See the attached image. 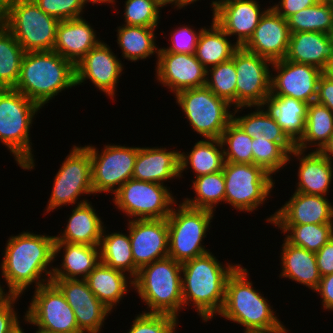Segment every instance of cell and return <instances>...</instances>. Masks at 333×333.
I'll return each instance as SVG.
<instances>
[{
  "label": "cell",
  "mask_w": 333,
  "mask_h": 333,
  "mask_svg": "<svg viewBox=\"0 0 333 333\" xmlns=\"http://www.w3.org/2000/svg\"><path fill=\"white\" fill-rule=\"evenodd\" d=\"M7 242L0 268L9 293L21 296L33 283L38 288L51 282L55 236L23 231Z\"/></svg>",
  "instance_id": "6da1fadb"
},
{
  "label": "cell",
  "mask_w": 333,
  "mask_h": 333,
  "mask_svg": "<svg viewBox=\"0 0 333 333\" xmlns=\"http://www.w3.org/2000/svg\"><path fill=\"white\" fill-rule=\"evenodd\" d=\"M239 265L224 266L212 252L182 263L183 309L193 304L204 322L217 316L224 304L227 280Z\"/></svg>",
  "instance_id": "7a4b0ae2"
},
{
  "label": "cell",
  "mask_w": 333,
  "mask_h": 333,
  "mask_svg": "<svg viewBox=\"0 0 333 333\" xmlns=\"http://www.w3.org/2000/svg\"><path fill=\"white\" fill-rule=\"evenodd\" d=\"M76 86L75 65L55 51L26 52L14 89L41 108L59 92Z\"/></svg>",
  "instance_id": "3957f363"
},
{
  "label": "cell",
  "mask_w": 333,
  "mask_h": 333,
  "mask_svg": "<svg viewBox=\"0 0 333 333\" xmlns=\"http://www.w3.org/2000/svg\"><path fill=\"white\" fill-rule=\"evenodd\" d=\"M248 270L241 264L226 283L225 300L218 315L236 322L244 330H287L276 316L268 299L256 290L247 278Z\"/></svg>",
  "instance_id": "277c9868"
},
{
  "label": "cell",
  "mask_w": 333,
  "mask_h": 333,
  "mask_svg": "<svg viewBox=\"0 0 333 333\" xmlns=\"http://www.w3.org/2000/svg\"><path fill=\"white\" fill-rule=\"evenodd\" d=\"M134 290L147 305V312L178 318L183 309L182 264L165 257L143 266L133 279Z\"/></svg>",
  "instance_id": "5b68a950"
},
{
  "label": "cell",
  "mask_w": 333,
  "mask_h": 333,
  "mask_svg": "<svg viewBox=\"0 0 333 333\" xmlns=\"http://www.w3.org/2000/svg\"><path fill=\"white\" fill-rule=\"evenodd\" d=\"M42 109L14 88L0 89V142L25 170L35 168L30 127Z\"/></svg>",
  "instance_id": "8992f818"
},
{
  "label": "cell",
  "mask_w": 333,
  "mask_h": 333,
  "mask_svg": "<svg viewBox=\"0 0 333 333\" xmlns=\"http://www.w3.org/2000/svg\"><path fill=\"white\" fill-rule=\"evenodd\" d=\"M173 206L168 222V256L184 263L208 252L202 243L211 226L214 213L205 209L192 208L181 202Z\"/></svg>",
  "instance_id": "52a82bcc"
},
{
  "label": "cell",
  "mask_w": 333,
  "mask_h": 333,
  "mask_svg": "<svg viewBox=\"0 0 333 333\" xmlns=\"http://www.w3.org/2000/svg\"><path fill=\"white\" fill-rule=\"evenodd\" d=\"M59 22L42 11L33 0H12L3 25L26 53L52 51Z\"/></svg>",
  "instance_id": "ba28073f"
},
{
  "label": "cell",
  "mask_w": 333,
  "mask_h": 333,
  "mask_svg": "<svg viewBox=\"0 0 333 333\" xmlns=\"http://www.w3.org/2000/svg\"><path fill=\"white\" fill-rule=\"evenodd\" d=\"M176 103L181 107L191 129L205 139H220L233 120L232 106L206 86L178 92Z\"/></svg>",
  "instance_id": "9c48e42d"
},
{
  "label": "cell",
  "mask_w": 333,
  "mask_h": 333,
  "mask_svg": "<svg viewBox=\"0 0 333 333\" xmlns=\"http://www.w3.org/2000/svg\"><path fill=\"white\" fill-rule=\"evenodd\" d=\"M223 173L225 203L240 212L257 210L271 196L275 181L255 164L225 162Z\"/></svg>",
  "instance_id": "30bf717a"
},
{
  "label": "cell",
  "mask_w": 333,
  "mask_h": 333,
  "mask_svg": "<svg viewBox=\"0 0 333 333\" xmlns=\"http://www.w3.org/2000/svg\"><path fill=\"white\" fill-rule=\"evenodd\" d=\"M171 193L167 185L132 178L113 194V203L131 220L165 219L177 203Z\"/></svg>",
  "instance_id": "8fae6325"
},
{
  "label": "cell",
  "mask_w": 333,
  "mask_h": 333,
  "mask_svg": "<svg viewBox=\"0 0 333 333\" xmlns=\"http://www.w3.org/2000/svg\"><path fill=\"white\" fill-rule=\"evenodd\" d=\"M94 194L92 186L91 156L84 146L73 145L54 177L53 188L46 213L69 204H76L79 196Z\"/></svg>",
  "instance_id": "7c38bea8"
},
{
  "label": "cell",
  "mask_w": 333,
  "mask_h": 333,
  "mask_svg": "<svg viewBox=\"0 0 333 333\" xmlns=\"http://www.w3.org/2000/svg\"><path fill=\"white\" fill-rule=\"evenodd\" d=\"M24 319L38 327L35 333H83L73 309L52 282L35 288Z\"/></svg>",
  "instance_id": "4fadbf2b"
},
{
  "label": "cell",
  "mask_w": 333,
  "mask_h": 333,
  "mask_svg": "<svg viewBox=\"0 0 333 333\" xmlns=\"http://www.w3.org/2000/svg\"><path fill=\"white\" fill-rule=\"evenodd\" d=\"M85 147L91 156L94 194L102 192L114 194L129 179H132L138 147L108 144L101 152L92 145Z\"/></svg>",
  "instance_id": "5bb4252c"
},
{
  "label": "cell",
  "mask_w": 333,
  "mask_h": 333,
  "mask_svg": "<svg viewBox=\"0 0 333 333\" xmlns=\"http://www.w3.org/2000/svg\"><path fill=\"white\" fill-rule=\"evenodd\" d=\"M237 73L236 107L264 106L270 94L272 62L243 47L234 52Z\"/></svg>",
  "instance_id": "9a60e30c"
},
{
  "label": "cell",
  "mask_w": 333,
  "mask_h": 333,
  "mask_svg": "<svg viewBox=\"0 0 333 333\" xmlns=\"http://www.w3.org/2000/svg\"><path fill=\"white\" fill-rule=\"evenodd\" d=\"M270 94L287 96L307 104L315 102L318 82L324 73L319 68L286 59L272 62Z\"/></svg>",
  "instance_id": "2e32d148"
},
{
  "label": "cell",
  "mask_w": 333,
  "mask_h": 333,
  "mask_svg": "<svg viewBox=\"0 0 333 333\" xmlns=\"http://www.w3.org/2000/svg\"><path fill=\"white\" fill-rule=\"evenodd\" d=\"M123 66L110 46L101 41L75 64L76 86L89 79L95 88L114 100Z\"/></svg>",
  "instance_id": "e0dca14e"
},
{
  "label": "cell",
  "mask_w": 333,
  "mask_h": 333,
  "mask_svg": "<svg viewBox=\"0 0 333 333\" xmlns=\"http://www.w3.org/2000/svg\"><path fill=\"white\" fill-rule=\"evenodd\" d=\"M156 57V80L171 89L174 95L186 89L205 86L207 69L195 54L159 50Z\"/></svg>",
  "instance_id": "ac0fdd59"
},
{
  "label": "cell",
  "mask_w": 333,
  "mask_h": 333,
  "mask_svg": "<svg viewBox=\"0 0 333 333\" xmlns=\"http://www.w3.org/2000/svg\"><path fill=\"white\" fill-rule=\"evenodd\" d=\"M257 0H213V20L229 36H236V44L243 47L252 37L261 17L269 9L261 11Z\"/></svg>",
  "instance_id": "d6986e66"
},
{
  "label": "cell",
  "mask_w": 333,
  "mask_h": 333,
  "mask_svg": "<svg viewBox=\"0 0 333 333\" xmlns=\"http://www.w3.org/2000/svg\"><path fill=\"white\" fill-rule=\"evenodd\" d=\"M129 238L135 266L140 269L168 257L167 219H128Z\"/></svg>",
  "instance_id": "ffe728a7"
},
{
  "label": "cell",
  "mask_w": 333,
  "mask_h": 333,
  "mask_svg": "<svg viewBox=\"0 0 333 333\" xmlns=\"http://www.w3.org/2000/svg\"><path fill=\"white\" fill-rule=\"evenodd\" d=\"M290 35L287 20L270 6L243 48L271 62L279 61L286 58Z\"/></svg>",
  "instance_id": "44dd1931"
},
{
  "label": "cell",
  "mask_w": 333,
  "mask_h": 333,
  "mask_svg": "<svg viewBox=\"0 0 333 333\" xmlns=\"http://www.w3.org/2000/svg\"><path fill=\"white\" fill-rule=\"evenodd\" d=\"M266 221L272 225L333 224V205L325 196L294 192Z\"/></svg>",
  "instance_id": "7402d4cb"
},
{
  "label": "cell",
  "mask_w": 333,
  "mask_h": 333,
  "mask_svg": "<svg viewBox=\"0 0 333 333\" xmlns=\"http://www.w3.org/2000/svg\"><path fill=\"white\" fill-rule=\"evenodd\" d=\"M295 148L288 156L299 160L297 172L298 182L295 192L309 195L326 196L333 180V164L320 151L309 152ZM305 155V156H304Z\"/></svg>",
  "instance_id": "603a6c76"
},
{
  "label": "cell",
  "mask_w": 333,
  "mask_h": 333,
  "mask_svg": "<svg viewBox=\"0 0 333 333\" xmlns=\"http://www.w3.org/2000/svg\"><path fill=\"white\" fill-rule=\"evenodd\" d=\"M285 59L328 72L333 63V37L323 32L291 33Z\"/></svg>",
  "instance_id": "cb8c5ba5"
},
{
  "label": "cell",
  "mask_w": 333,
  "mask_h": 333,
  "mask_svg": "<svg viewBox=\"0 0 333 333\" xmlns=\"http://www.w3.org/2000/svg\"><path fill=\"white\" fill-rule=\"evenodd\" d=\"M101 41L83 17L64 20L57 26L53 51L75 65Z\"/></svg>",
  "instance_id": "d4e9b609"
},
{
  "label": "cell",
  "mask_w": 333,
  "mask_h": 333,
  "mask_svg": "<svg viewBox=\"0 0 333 333\" xmlns=\"http://www.w3.org/2000/svg\"><path fill=\"white\" fill-rule=\"evenodd\" d=\"M179 154L178 150L163 147H138L132 178L163 185L169 179L180 178Z\"/></svg>",
  "instance_id": "484cf974"
},
{
  "label": "cell",
  "mask_w": 333,
  "mask_h": 333,
  "mask_svg": "<svg viewBox=\"0 0 333 333\" xmlns=\"http://www.w3.org/2000/svg\"><path fill=\"white\" fill-rule=\"evenodd\" d=\"M104 222L88 200H80L72 209L67 225L61 235L55 236L54 243H78L99 246Z\"/></svg>",
  "instance_id": "4316f807"
},
{
  "label": "cell",
  "mask_w": 333,
  "mask_h": 333,
  "mask_svg": "<svg viewBox=\"0 0 333 333\" xmlns=\"http://www.w3.org/2000/svg\"><path fill=\"white\" fill-rule=\"evenodd\" d=\"M63 249L60 268L53 267L51 279L85 280L100 263L99 246L78 243H54V261Z\"/></svg>",
  "instance_id": "83f0119b"
},
{
  "label": "cell",
  "mask_w": 333,
  "mask_h": 333,
  "mask_svg": "<svg viewBox=\"0 0 333 333\" xmlns=\"http://www.w3.org/2000/svg\"><path fill=\"white\" fill-rule=\"evenodd\" d=\"M255 111L246 114L245 116H237L241 107L232 109L233 120L243 129L250 137L255 139H266L277 143L288 155L296 148L295 144L281 129L275 118L265 106H254ZM257 108V109H256Z\"/></svg>",
  "instance_id": "f1b7e54d"
},
{
  "label": "cell",
  "mask_w": 333,
  "mask_h": 333,
  "mask_svg": "<svg viewBox=\"0 0 333 333\" xmlns=\"http://www.w3.org/2000/svg\"><path fill=\"white\" fill-rule=\"evenodd\" d=\"M85 280L93 294L111 311L127 295L128 287H134L132 277L110 268L102 262L90 272Z\"/></svg>",
  "instance_id": "f546056e"
},
{
  "label": "cell",
  "mask_w": 333,
  "mask_h": 333,
  "mask_svg": "<svg viewBox=\"0 0 333 333\" xmlns=\"http://www.w3.org/2000/svg\"><path fill=\"white\" fill-rule=\"evenodd\" d=\"M283 241L280 254L282 272L279 277L289 278L315 292L321 279L315 253L293 246L285 239Z\"/></svg>",
  "instance_id": "4dcf8cb0"
},
{
  "label": "cell",
  "mask_w": 333,
  "mask_h": 333,
  "mask_svg": "<svg viewBox=\"0 0 333 333\" xmlns=\"http://www.w3.org/2000/svg\"><path fill=\"white\" fill-rule=\"evenodd\" d=\"M264 106L296 144L305 131L308 104L295 98L269 94Z\"/></svg>",
  "instance_id": "1f68e13d"
},
{
  "label": "cell",
  "mask_w": 333,
  "mask_h": 333,
  "mask_svg": "<svg viewBox=\"0 0 333 333\" xmlns=\"http://www.w3.org/2000/svg\"><path fill=\"white\" fill-rule=\"evenodd\" d=\"M224 150L220 139H201L195 143L189 154H179L180 178L185 169H193L195 177L223 170Z\"/></svg>",
  "instance_id": "d6a6232c"
},
{
  "label": "cell",
  "mask_w": 333,
  "mask_h": 333,
  "mask_svg": "<svg viewBox=\"0 0 333 333\" xmlns=\"http://www.w3.org/2000/svg\"><path fill=\"white\" fill-rule=\"evenodd\" d=\"M227 37L229 38L213 19L209 29L204 26L201 30L195 56L206 69L230 60L233 53L239 48L235 42L231 43Z\"/></svg>",
  "instance_id": "836d02e7"
},
{
  "label": "cell",
  "mask_w": 333,
  "mask_h": 333,
  "mask_svg": "<svg viewBox=\"0 0 333 333\" xmlns=\"http://www.w3.org/2000/svg\"><path fill=\"white\" fill-rule=\"evenodd\" d=\"M157 27H144L135 25H122L117 28V44L122 50V57L128 61L136 62L158 55L155 29Z\"/></svg>",
  "instance_id": "e575fe53"
},
{
  "label": "cell",
  "mask_w": 333,
  "mask_h": 333,
  "mask_svg": "<svg viewBox=\"0 0 333 333\" xmlns=\"http://www.w3.org/2000/svg\"><path fill=\"white\" fill-rule=\"evenodd\" d=\"M332 134L333 112L324 105L312 102L308 104L304 134L295 147L306 151L310 146H317L314 151H321Z\"/></svg>",
  "instance_id": "d590c367"
},
{
  "label": "cell",
  "mask_w": 333,
  "mask_h": 333,
  "mask_svg": "<svg viewBox=\"0 0 333 333\" xmlns=\"http://www.w3.org/2000/svg\"><path fill=\"white\" fill-rule=\"evenodd\" d=\"M105 229L106 227L103 229L99 244L100 262L126 274L128 272L134 279L139 269L134 264L129 234L122 232L107 234Z\"/></svg>",
  "instance_id": "8d00e7d4"
},
{
  "label": "cell",
  "mask_w": 333,
  "mask_h": 333,
  "mask_svg": "<svg viewBox=\"0 0 333 333\" xmlns=\"http://www.w3.org/2000/svg\"><path fill=\"white\" fill-rule=\"evenodd\" d=\"M195 179L196 180L192 181L193 184L191 188H193L196 198H185L182 200L185 205L214 212L220 202L225 203L223 170L201 175Z\"/></svg>",
  "instance_id": "74e56055"
},
{
  "label": "cell",
  "mask_w": 333,
  "mask_h": 333,
  "mask_svg": "<svg viewBox=\"0 0 333 333\" xmlns=\"http://www.w3.org/2000/svg\"><path fill=\"white\" fill-rule=\"evenodd\" d=\"M24 53L13 34L0 25V89L15 88Z\"/></svg>",
  "instance_id": "f35d334b"
},
{
  "label": "cell",
  "mask_w": 333,
  "mask_h": 333,
  "mask_svg": "<svg viewBox=\"0 0 333 333\" xmlns=\"http://www.w3.org/2000/svg\"><path fill=\"white\" fill-rule=\"evenodd\" d=\"M291 33L323 32L333 34V7L320 0L315 5L302 9L287 19Z\"/></svg>",
  "instance_id": "ab89813d"
},
{
  "label": "cell",
  "mask_w": 333,
  "mask_h": 333,
  "mask_svg": "<svg viewBox=\"0 0 333 333\" xmlns=\"http://www.w3.org/2000/svg\"><path fill=\"white\" fill-rule=\"evenodd\" d=\"M284 234L285 240L293 246L310 252H318L332 237L333 224L274 225Z\"/></svg>",
  "instance_id": "60d3db41"
},
{
  "label": "cell",
  "mask_w": 333,
  "mask_h": 333,
  "mask_svg": "<svg viewBox=\"0 0 333 333\" xmlns=\"http://www.w3.org/2000/svg\"><path fill=\"white\" fill-rule=\"evenodd\" d=\"M225 162L253 164V138L232 120L220 138ZM227 147V148H226Z\"/></svg>",
  "instance_id": "b9f144b4"
},
{
  "label": "cell",
  "mask_w": 333,
  "mask_h": 333,
  "mask_svg": "<svg viewBox=\"0 0 333 333\" xmlns=\"http://www.w3.org/2000/svg\"><path fill=\"white\" fill-rule=\"evenodd\" d=\"M206 76L205 86L216 96L236 108L237 73L234 64V53L230 60L207 69Z\"/></svg>",
  "instance_id": "7bdbcfd3"
},
{
  "label": "cell",
  "mask_w": 333,
  "mask_h": 333,
  "mask_svg": "<svg viewBox=\"0 0 333 333\" xmlns=\"http://www.w3.org/2000/svg\"><path fill=\"white\" fill-rule=\"evenodd\" d=\"M253 164L263 168L271 176L288 164V154L275 142L266 139L252 141Z\"/></svg>",
  "instance_id": "ee69618b"
},
{
  "label": "cell",
  "mask_w": 333,
  "mask_h": 333,
  "mask_svg": "<svg viewBox=\"0 0 333 333\" xmlns=\"http://www.w3.org/2000/svg\"><path fill=\"white\" fill-rule=\"evenodd\" d=\"M124 25L158 27L161 6L157 0H126Z\"/></svg>",
  "instance_id": "f6af8a7d"
},
{
  "label": "cell",
  "mask_w": 333,
  "mask_h": 333,
  "mask_svg": "<svg viewBox=\"0 0 333 333\" xmlns=\"http://www.w3.org/2000/svg\"><path fill=\"white\" fill-rule=\"evenodd\" d=\"M178 321L171 315L142 312L133 319L127 333H176Z\"/></svg>",
  "instance_id": "bcb514c9"
},
{
  "label": "cell",
  "mask_w": 333,
  "mask_h": 333,
  "mask_svg": "<svg viewBox=\"0 0 333 333\" xmlns=\"http://www.w3.org/2000/svg\"><path fill=\"white\" fill-rule=\"evenodd\" d=\"M74 311L79 329L83 333H100L103 323L111 314L104 304L70 305Z\"/></svg>",
  "instance_id": "7dc6e473"
},
{
  "label": "cell",
  "mask_w": 333,
  "mask_h": 333,
  "mask_svg": "<svg viewBox=\"0 0 333 333\" xmlns=\"http://www.w3.org/2000/svg\"><path fill=\"white\" fill-rule=\"evenodd\" d=\"M69 305L103 304L90 290L86 280L51 279Z\"/></svg>",
  "instance_id": "c3c4849f"
},
{
  "label": "cell",
  "mask_w": 333,
  "mask_h": 333,
  "mask_svg": "<svg viewBox=\"0 0 333 333\" xmlns=\"http://www.w3.org/2000/svg\"><path fill=\"white\" fill-rule=\"evenodd\" d=\"M46 14L59 21L82 17L84 4L81 0H33Z\"/></svg>",
  "instance_id": "681fc988"
},
{
  "label": "cell",
  "mask_w": 333,
  "mask_h": 333,
  "mask_svg": "<svg viewBox=\"0 0 333 333\" xmlns=\"http://www.w3.org/2000/svg\"><path fill=\"white\" fill-rule=\"evenodd\" d=\"M181 26L171 31V45L167 46V48H159V50H166L172 53L195 54L198 38L203 27L198 30L199 32H196L193 30L194 28L188 25Z\"/></svg>",
  "instance_id": "f907efd6"
},
{
  "label": "cell",
  "mask_w": 333,
  "mask_h": 333,
  "mask_svg": "<svg viewBox=\"0 0 333 333\" xmlns=\"http://www.w3.org/2000/svg\"><path fill=\"white\" fill-rule=\"evenodd\" d=\"M20 296L12 295L5 303L0 305V333H9L20 320L15 312L14 304Z\"/></svg>",
  "instance_id": "816d5d0a"
},
{
  "label": "cell",
  "mask_w": 333,
  "mask_h": 333,
  "mask_svg": "<svg viewBox=\"0 0 333 333\" xmlns=\"http://www.w3.org/2000/svg\"><path fill=\"white\" fill-rule=\"evenodd\" d=\"M315 102L333 112V76L329 72H324L319 79Z\"/></svg>",
  "instance_id": "f5cc1de1"
},
{
  "label": "cell",
  "mask_w": 333,
  "mask_h": 333,
  "mask_svg": "<svg viewBox=\"0 0 333 333\" xmlns=\"http://www.w3.org/2000/svg\"><path fill=\"white\" fill-rule=\"evenodd\" d=\"M320 0H280L271 6L285 20L302 9L315 5Z\"/></svg>",
  "instance_id": "db71d44e"
},
{
  "label": "cell",
  "mask_w": 333,
  "mask_h": 333,
  "mask_svg": "<svg viewBox=\"0 0 333 333\" xmlns=\"http://www.w3.org/2000/svg\"><path fill=\"white\" fill-rule=\"evenodd\" d=\"M318 271L321 277L333 273V237L315 253Z\"/></svg>",
  "instance_id": "11a10c76"
},
{
  "label": "cell",
  "mask_w": 333,
  "mask_h": 333,
  "mask_svg": "<svg viewBox=\"0 0 333 333\" xmlns=\"http://www.w3.org/2000/svg\"><path fill=\"white\" fill-rule=\"evenodd\" d=\"M315 291L321 296L323 308L333 311V273L321 277Z\"/></svg>",
  "instance_id": "9f6ffc18"
},
{
  "label": "cell",
  "mask_w": 333,
  "mask_h": 333,
  "mask_svg": "<svg viewBox=\"0 0 333 333\" xmlns=\"http://www.w3.org/2000/svg\"><path fill=\"white\" fill-rule=\"evenodd\" d=\"M12 0H0V25H3L8 16Z\"/></svg>",
  "instance_id": "6f0895ef"
},
{
  "label": "cell",
  "mask_w": 333,
  "mask_h": 333,
  "mask_svg": "<svg viewBox=\"0 0 333 333\" xmlns=\"http://www.w3.org/2000/svg\"><path fill=\"white\" fill-rule=\"evenodd\" d=\"M157 2L162 8L167 6V4H174L177 10L186 6V0H157Z\"/></svg>",
  "instance_id": "680465c9"
},
{
  "label": "cell",
  "mask_w": 333,
  "mask_h": 333,
  "mask_svg": "<svg viewBox=\"0 0 333 333\" xmlns=\"http://www.w3.org/2000/svg\"><path fill=\"white\" fill-rule=\"evenodd\" d=\"M244 333H288V330H244Z\"/></svg>",
  "instance_id": "91938a15"
},
{
  "label": "cell",
  "mask_w": 333,
  "mask_h": 333,
  "mask_svg": "<svg viewBox=\"0 0 333 333\" xmlns=\"http://www.w3.org/2000/svg\"><path fill=\"white\" fill-rule=\"evenodd\" d=\"M81 1H82V3L84 4V6H87L86 4H88V3H90V4H91V3H93V4H96V3H97V4H98V3H99V4H101V3H103V4H105V3H106V4H109V3H110V4H113V5H114L115 2H116L115 0H81Z\"/></svg>",
  "instance_id": "94428289"
},
{
  "label": "cell",
  "mask_w": 333,
  "mask_h": 333,
  "mask_svg": "<svg viewBox=\"0 0 333 333\" xmlns=\"http://www.w3.org/2000/svg\"><path fill=\"white\" fill-rule=\"evenodd\" d=\"M11 296L12 294L9 292L6 291L5 293L4 288L0 284V305L5 303Z\"/></svg>",
  "instance_id": "6125c7cd"
},
{
  "label": "cell",
  "mask_w": 333,
  "mask_h": 333,
  "mask_svg": "<svg viewBox=\"0 0 333 333\" xmlns=\"http://www.w3.org/2000/svg\"><path fill=\"white\" fill-rule=\"evenodd\" d=\"M9 333H25V332H24V329L20 326V323H19Z\"/></svg>",
  "instance_id": "be15d7a7"
},
{
  "label": "cell",
  "mask_w": 333,
  "mask_h": 333,
  "mask_svg": "<svg viewBox=\"0 0 333 333\" xmlns=\"http://www.w3.org/2000/svg\"><path fill=\"white\" fill-rule=\"evenodd\" d=\"M196 1H199V0H186V7L191 4H194Z\"/></svg>",
  "instance_id": "e7e4bbea"
},
{
  "label": "cell",
  "mask_w": 333,
  "mask_h": 333,
  "mask_svg": "<svg viewBox=\"0 0 333 333\" xmlns=\"http://www.w3.org/2000/svg\"><path fill=\"white\" fill-rule=\"evenodd\" d=\"M324 1L333 7V0H324Z\"/></svg>",
  "instance_id": "03108f58"
},
{
  "label": "cell",
  "mask_w": 333,
  "mask_h": 333,
  "mask_svg": "<svg viewBox=\"0 0 333 333\" xmlns=\"http://www.w3.org/2000/svg\"><path fill=\"white\" fill-rule=\"evenodd\" d=\"M328 72L333 76V63L331 64V67Z\"/></svg>",
  "instance_id": "003e7915"
}]
</instances>
